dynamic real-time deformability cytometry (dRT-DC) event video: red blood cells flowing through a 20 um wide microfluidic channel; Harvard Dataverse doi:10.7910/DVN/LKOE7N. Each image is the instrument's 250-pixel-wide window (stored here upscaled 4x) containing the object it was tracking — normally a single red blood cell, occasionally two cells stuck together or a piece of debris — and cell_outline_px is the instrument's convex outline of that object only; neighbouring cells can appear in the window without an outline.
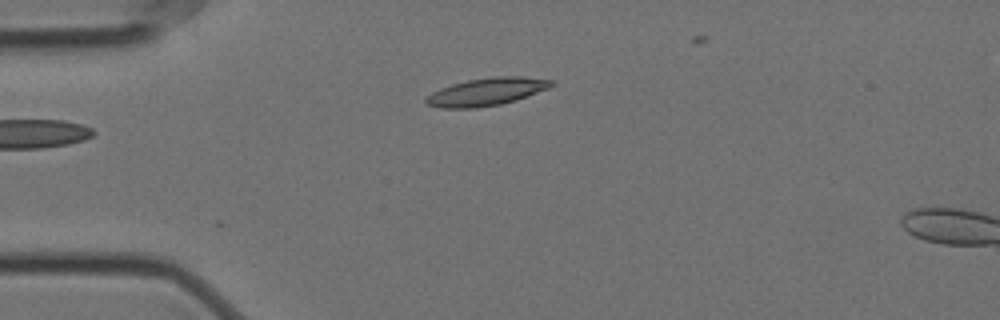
{"species": "Egyptian fruit bat (a non-hibernating species)", "species_latin": "Rousettus aegyptiacus", "temperature_condition": "cold", "stored_images_in_passage": 3, "camera_frame_rate_fps": 3000, "um_per_image_px": 0.085, "animal": {"sex": "female"}, "frame": {"image": 1, "passage_image": 1, "time_ms": 0.0, "image_size_px": [1000, 320], "cell_outline_px": [[556, 84], [548, 88], [516, 100], [500, 104], [476, 108], [440, 108], [428, 104], [424, 100], [432, 92], [440, 88], [452, 84], [468, 80], [492, 76], [520, 76], [552, 80]], "centroid_in_image_um": [41.36, 7.79], "position_along_channel_um": 43.6, "area_um2": 20.11}}